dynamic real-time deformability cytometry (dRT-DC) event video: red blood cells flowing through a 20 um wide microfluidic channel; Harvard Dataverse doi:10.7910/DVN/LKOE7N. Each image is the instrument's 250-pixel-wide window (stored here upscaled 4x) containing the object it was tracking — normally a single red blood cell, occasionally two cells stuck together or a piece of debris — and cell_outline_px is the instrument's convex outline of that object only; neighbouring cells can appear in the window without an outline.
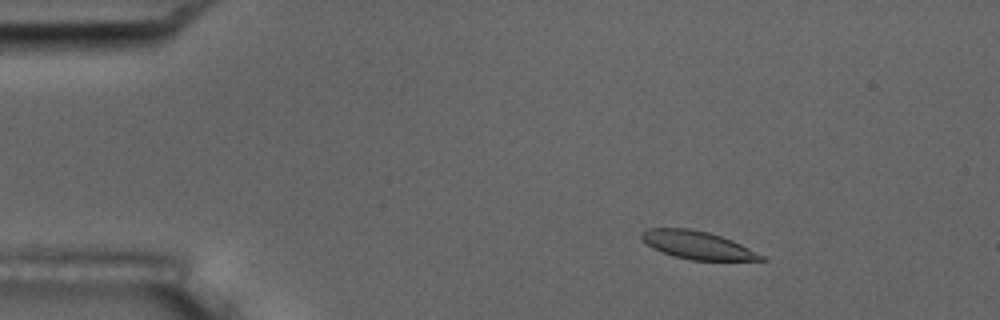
{"species": "common noctule bat (a hibernating species)", "species_latin": "Nyctalus noctula", "temperature_condition": "room temperature", "stored_images_in_passage": 5, "camera_frame_rate_fps": 3000, "um_per_image_px": 0.085, "animal": {"sex": "male", "body_mass_g": 17.5, "forearm_length_mm": 52.3}, "frame": {"image": 1, "passage_image": 3, "time_ms": 2.333, "image_size_px": [1000, 320], "cell_outline_px": [[768, 260], [692, 260], [676, 256], [652, 248], [640, 236], [640, 232], [648, 228], [688, 228], [708, 232], [732, 240], [764, 256]], "centroid_in_image_um": [59.27, 20.82], "position_along_channel_um": 25.7, "area_um2": 19.13}}